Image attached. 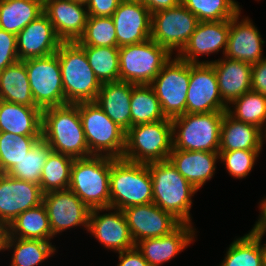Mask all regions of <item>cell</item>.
Instances as JSON below:
<instances>
[{
    "mask_svg": "<svg viewBox=\"0 0 266 266\" xmlns=\"http://www.w3.org/2000/svg\"><path fill=\"white\" fill-rule=\"evenodd\" d=\"M172 54L153 39L119 47V81L150 85Z\"/></svg>",
    "mask_w": 266,
    "mask_h": 266,
    "instance_id": "cell-9",
    "label": "cell"
},
{
    "mask_svg": "<svg viewBox=\"0 0 266 266\" xmlns=\"http://www.w3.org/2000/svg\"><path fill=\"white\" fill-rule=\"evenodd\" d=\"M239 11L230 19V30L228 35L227 48L224 57L239 60L253 65L265 56H263V46L266 41L258 27L249 16H242ZM241 18V19H240Z\"/></svg>",
    "mask_w": 266,
    "mask_h": 266,
    "instance_id": "cell-19",
    "label": "cell"
},
{
    "mask_svg": "<svg viewBox=\"0 0 266 266\" xmlns=\"http://www.w3.org/2000/svg\"><path fill=\"white\" fill-rule=\"evenodd\" d=\"M152 202V179L148 165L111 157L110 207L123 210Z\"/></svg>",
    "mask_w": 266,
    "mask_h": 266,
    "instance_id": "cell-4",
    "label": "cell"
},
{
    "mask_svg": "<svg viewBox=\"0 0 266 266\" xmlns=\"http://www.w3.org/2000/svg\"><path fill=\"white\" fill-rule=\"evenodd\" d=\"M170 162L177 171L198 191L216 173L219 152L187 151L172 148Z\"/></svg>",
    "mask_w": 266,
    "mask_h": 266,
    "instance_id": "cell-25",
    "label": "cell"
},
{
    "mask_svg": "<svg viewBox=\"0 0 266 266\" xmlns=\"http://www.w3.org/2000/svg\"><path fill=\"white\" fill-rule=\"evenodd\" d=\"M42 203L54 237L80 226L88 231L91 209L70 189L45 193Z\"/></svg>",
    "mask_w": 266,
    "mask_h": 266,
    "instance_id": "cell-13",
    "label": "cell"
},
{
    "mask_svg": "<svg viewBox=\"0 0 266 266\" xmlns=\"http://www.w3.org/2000/svg\"><path fill=\"white\" fill-rule=\"evenodd\" d=\"M196 233L198 231L194 224L181 223L171 233L140 240L135 246L150 266H161L190 247V244H194L198 236Z\"/></svg>",
    "mask_w": 266,
    "mask_h": 266,
    "instance_id": "cell-20",
    "label": "cell"
},
{
    "mask_svg": "<svg viewBox=\"0 0 266 266\" xmlns=\"http://www.w3.org/2000/svg\"><path fill=\"white\" fill-rule=\"evenodd\" d=\"M43 13V0H0V29L17 35Z\"/></svg>",
    "mask_w": 266,
    "mask_h": 266,
    "instance_id": "cell-31",
    "label": "cell"
},
{
    "mask_svg": "<svg viewBox=\"0 0 266 266\" xmlns=\"http://www.w3.org/2000/svg\"><path fill=\"white\" fill-rule=\"evenodd\" d=\"M235 150H263L261 129L256 125L236 120L226 111L221 124L219 152Z\"/></svg>",
    "mask_w": 266,
    "mask_h": 266,
    "instance_id": "cell-28",
    "label": "cell"
},
{
    "mask_svg": "<svg viewBox=\"0 0 266 266\" xmlns=\"http://www.w3.org/2000/svg\"><path fill=\"white\" fill-rule=\"evenodd\" d=\"M16 39L19 60L55 54L62 43L44 13L21 30Z\"/></svg>",
    "mask_w": 266,
    "mask_h": 266,
    "instance_id": "cell-23",
    "label": "cell"
},
{
    "mask_svg": "<svg viewBox=\"0 0 266 266\" xmlns=\"http://www.w3.org/2000/svg\"><path fill=\"white\" fill-rule=\"evenodd\" d=\"M148 8L151 14L164 9H171L181 3V0H139Z\"/></svg>",
    "mask_w": 266,
    "mask_h": 266,
    "instance_id": "cell-47",
    "label": "cell"
},
{
    "mask_svg": "<svg viewBox=\"0 0 266 266\" xmlns=\"http://www.w3.org/2000/svg\"><path fill=\"white\" fill-rule=\"evenodd\" d=\"M259 217L257 219V223L266 230V197L259 201ZM261 211V212H260Z\"/></svg>",
    "mask_w": 266,
    "mask_h": 266,
    "instance_id": "cell-49",
    "label": "cell"
},
{
    "mask_svg": "<svg viewBox=\"0 0 266 266\" xmlns=\"http://www.w3.org/2000/svg\"><path fill=\"white\" fill-rule=\"evenodd\" d=\"M7 234V229L6 226L0 222V252H5L4 251V243H5V237Z\"/></svg>",
    "mask_w": 266,
    "mask_h": 266,
    "instance_id": "cell-50",
    "label": "cell"
},
{
    "mask_svg": "<svg viewBox=\"0 0 266 266\" xmlns=\"http://www.w3.org/2000/svg\"><path fill=\"white\" fill-rule=\"evenodd\" d=\"M136 244L140 240L158 238L171 233L181 222L156 204L134 205L122 210Z\"/></svg>",
    "mask_w": 266,
    "mask_h": 266,
    "instance_id": "cell-17",
    "label": "cell"
},
{
    "mask_svg": "<svg viewBox=\"0 0 266 266\" xmlns=\"http://www.w3.org/2000/svg\"><path fill=\"white\" fill-rule=\"evenodd\" d=\"M218 80L211 63H190L186 113L226 112Z\"/></svg>",
    "mask_w": 266,
    "mask_h": 266,
    "instance_id": "cell-14",
    "label": "cell"
},
{
    "mask_svg": "<svg viewBox=\"0 0 266 266\" xmlns=\"http://www.w3.org/2000/svg\"><path fill=\"white\" fill-rule=\"evenodd\" d=\"M111 18L116 29L117 47L150 39L152 14L139 0H122Z\"/></svg>",
    "mask_w": 266,
    "mask_h": 266,
    "instance_id": "cell-18",
    "label": "cell"
},
{
    "mask_svg": "<svg viewBox=\"0 0 266 266\" xmlns=\"http://www.w3.org/2000/svg\"><path fill=\"white\" fill-rule=\"evenodd\" d=\"M87 233L114 253L135 247L124 212L118 208L91 209Z\"/></svg>",
    "mask_w": 266,
    "mask_h": 266,
    "instance_id": "cell-15",
    "label": "cell"
},
{
    "mask_svg": "<svg viewBox=\"0 0 266 266\" xmlns=\"http://www.w3.org/2000/svg\"><path fill=\"white\" fill-rule=\"evenodd\" d=\"M152 179L153 203L181 223L193 224L191 207L198 191L177 171L170 160L147 163ZM193 196V197H192Z\"/></svg>",
    "mask_w": 266,
    "mask_h": 266,
    "instance_id": "cell-2",
    "label": "cell"
},
{
    "mask_svg": "<svg viewBox=\"0 0 266 266\" xmlns=\"http://www.w3.org/2000/svg\"><path fill=\"white\" fill-rule=\"evenodd\" d=\"M42 109L0 100V132L42 136Z\"/></svg>",
    "mask_w": 266,
    "mask_h": 266,
    "instance_id": "cell-27",
    "label": "cell"
},
{
    "mask_svg": "<svg viewBox=\"0 0 266 266\" xmlns=\"http://www.w3.org/2000/svg\"><path fill=\"white\" fill-rule=\"evenodd\" d=\"M51 151L49 143L40 137L32 149L6 174L39 185L43 166Z\"/></svg>",
    "mask_w": 266,
    "mask_h": 266,
    "instance_id": "cell-35",
    "label": "cell"
},
{
    "mask_svg": "<svg viewBox=\"0 0 266 266\" xmlns=\"http://www.w3.org/2000/svg\"><path fill=\"white\" fill-rule=\"evenodd\" d=\"M181 3L199 21H223L232 19L242 6L236 0H181Z\"/></svg>",
    "mask_w": 266,
    "mask_h": 266,
    "instance_id": "cell-39",
    "label": "cell"
},
{
    "mask_svg": "<svg viewBox=\"0 0 266 266\" xmlns=\"http://www.w3.org/2000/svg\"><path fill=\"white\" fill-rule=\"evenodd\" d=\"M72 1L83 3V4H86L88 2V0H72Z\"/></svg>",
    "mask_w": 266,
    "mask_h": 266,
    "instance_id": "cell-52",
    "label": "cell"
},
{
    "mask_svg": "<svg viewBox=\"0 0 266 266\" xmlns=\"http://www.w3.org/2000/svg\"><path fill=\"white\" fill-rule=\"evenodd\" d=\"M202 61L213 65L221 98L227 106L251 90L252 65L224 56L211 61Z\"/></svg>",
    "mask_w": 266,
    "mask_h": 266,
    "instance_id": "cell-24",
    "label": "cell"
},
{
    "mask_svg": "<svg viewBox=\"0 0 266 266\" xmlns=\"http://www.w3.org/2000/svg\"><path fill=\"white\" fill-rule=\"evenodd\" d=\"M227 112L236 120L261 129L266 121V95L250 90L228 105Z\"/></svg>",
    "mask_w": 266,
    "mask_h": 266,
    "instance_id": "cell-38",
    "label": "cell"
},
{
    "mask_svg": "<svg viewBox=\"0 0 266 266\" xmlns=\"http://www.w3.org/2000/svg\"><path fill=\"white\" fill-rule=\"evenodd\" d=\"M40 185L0 173V222L6 227L22 212L42 204Z\"/></svg>",
    "mask_w": 266,
    "mask_h": 266,
    "instance_id": "cell-16",
    "label": "cell"
},
{
    "mask_svg": "<svg viewBox=\"0 0 266 266\" xmlns=\"http://www.w3.org/2000/svg\"><path fill=\"white\" fill-rule=\"evenodd\" d=\"M19 61L16 35L0 29V71Z\"/></svg>",
    "mask_w": 266,
    "mask_h": 266,
    "instance_id": "cell-43",
    "label": "cell"
},
{
    "mask_svg": "<svg viewBox=\"0 0 266 266\" xmlns=\"http://www.w3.org/2000/svg\"><path fill=\"white\" fill-rule=\"evenodd\" d=\"M0 100L37 107L31 93L26 66L22 60L0 71Z\"/></svg>",
    "mask_w": 266,
    "mask_h": 266,
    "instance_id": "cell-30",
    "label": "cell"
},
{
    "mask_svg": "<svg viewBox=\"0 0 266 266\" xmlns=\"http://www.w3.org/2000/svg\"><path fill=\"white\" fill-rule=\"evenodd\" d=\"M229 30L230 19L210 22L200 21L190 36L188 43L177 56L189 63H203L199 59L201 56L215 55L220 50L223 54L222 56H224Z\"/></svg>",
    "mask_w": 266,
    "mask_h": 266,
    "instance_id": "cell-21",
    "label": "cell"
},
{
    "mask_svg": "<svg viewBox=\"0 0 266 266\" xmlns=\"http://www.w3.org/2000/svg\"><path fill=\"white\" fill-rule=\"evenodd\" d=\"M43 10L62 42H77L89 17L86 4L72 0H43Z\"/></svg>",
    "mask_w": 266,
    "mask_h": 266,
    "instance_id": "cell-22",
    "label": "cell"
},
{
    "mask_svg": "<svg viewBox=\"0 0 266 266\" xmlns=\"http://www.w3.org/2000/svg\"><path fill=\"white\" fill-rule=\"evenodd\" d=\"M42 137L54 152L73 158L92 155L85 139L79 103L43 109Z\"/></svg>",
    "mask_w": 266,
    "mask_h": 266,
    "instance_id": "cell-1",
    "label": "cell"
},
{
    "mask_svg": "<svg viewBox=\"0 0 266 266\" xmlns=\"http://www.w3.org/2000/svg\"><path fill=\"white\" fill-rule=\"evenodd\" d=\"M130 107L131 127L168 119L165 117L160 101L150 85L132 84Z\"/></svg>",
    "mask_w": 266,
    "mask_h": 266,
    "instance_id": "cell-33",
    "label": "cell"
},
{
    "mask_svg": "<svg viewBox=\"0 0 266 266\" xmlns=\"http://www.w3.org/2000/svg\"><path fill=\"white\" fill-rule=\"evenodd\" d=\"M101 83L119 81V47L81 46Z\"/></svg>",
    "mask_w": 266,
    "mask_h": 266,
    "instance_id": "cell-36",
    "label": "cell"
},
{
    "mask_svg": "<svg viewBox=\"0 0 266 266\" xmlns=\"http://www.w3.org/2000/svg\"><path fill=\"white\" fill-rule=\"evenodd\" d=\"M85 139L92 155L122 158L126 131L113 122L95 102L79 103Z\"/></svg>",
    "mask_w": 266,
    "mask_h": 266,
    "instance_id": "cell-8",
    "label": "cell"
},
{
    "mask_svg": "<svg viewBox=\"0 0 266 266\" xmlns=\"http://www.w3.org/2000/svg\"><path fill=\"white\" fill-rule=\"evenodd\" d=\"M257 241L262 251L264 266H266V241L262 240L266 235V230H264L257 222H255L253 228L248 231Z\"/></svg>",
    "mask_w": 266,
    "mask_h": 266,
    "instance_id": "cell-48",
    "label": "cell"
},
{
    "mask_svg": "<svg viewBox=\"0 0 266 266\" xmlns=\"http://www.w3.org/2000/svg\"><path fill=\"white\" fill-rule=\"evenodd\" d=\"M131 95L130 82H105L100 87L95 103L113 122L127 131L131 127Z\"/></svg>",
    "mask_w": 266,
    "mask_h": 266,
    "instance_id": "cell-26",
    "label": "cell"
},
{
    "mask_svg": "<svg viewBox=\"0 0 266 266\" xmlns=\"http://www.w3.org/2000/svg\"><path fill=\"white\" fill-rule=\"evenodd\" d=\"M51 241L14 238L6 234L4 251H11L9 266H37L58 251Z\"/></svg>",
    "mask_w": 266,
    "mask_h": 266,
    "instance_id": "cell-29",
    "label": "cell"
},
{
    "mask_svg": "<svg viewBox=\"0 0 266 266\" xmlns=\"http://www.w3.org/2000/svg\"><path fill=\"white\" fill-rule=\"evenodd\" d=\"M224 112L185 113L171 120L173 148L219 152Z\"/></svg>",
    "mask_w": 266,
    "mask_h": 266,
    "instance_id": "cell-6",
    "label": "cell"
},
{
    "mask_svg": "<svg viewBox=\"0 0 266 266\" xmlns=\"http://www.w3.org/2000/svg\"><path fill=\"white\" fill-rule=\"evenodd\" d=\"M26 66L31 93L40 109L66 105L57 53L22 60Z\"/></svg>",
    "mask_w": 266,
    "mask_h": 266,
    "instance_id": "cell-11",
    "label": "cell"
},
{
    "mask_svg": "<svg viewBox=\"0 0 266 266\" xmlns=\"http://www.w3.org/2000/svg\"><path fill=\"white\" fill-rule=\"evenodd\" d=\"M42 136H24L0 132V173L6 174Z\"/></svg>",
    "mask_w": 266,
    "mask_h": 266,
    "instance_id": "cell-40",
    "label": "cell"
},
{
    "mask_svg": "<svg viewBox=\"0 0 266 266\" xmlns=\"http://www.w3.org/2000/svg\"><path fill=\"white\" fill-rule=\"evenodd\" d=\"M6 229L7 235L14 238L40 239L44 241L55 239L43 203L22 212Z\"/></svg>",
    "mask_w": 266,
    "mask_h": 266,
    "instance_id": "cell-32",
    "label": "cell"
},
{
    "mask_svg": "<svg viewBox=\"0 0 266 266\" xmlns=\"http://www.w3.org/2000/svg\"><path fill=\"white\" fill-rule=\"evenodd\" d=\"M67 104L95 102L102 83L77 42H62L57 50Z\"/></svg>",
    "mask_w": 266,
    "mask_h": 266,
    "instance_id": "cell-3",
    "label": "cell"
},
{
    "mask_svg": "<svg viewBox=\"0 0 266 266\" xmlns=\"http://www.w3.org/2000/svg\"><path fill=\"white\" fill-rule=\"evenodd\" d=\"M200 21L182 3L152 14L151 39L178 55ZM176 52V53H174Z\"/></svg>",
    "mask_w": 266,
    "mask_h": 266,
    "instance_id": "cell-12",
    "label": "cell"
},
{
    "mask_svg": "<svg viewBox=\"0 0 266 266\" xmlns=\"http://www.w3.org/2000/svg\"><path fill=\"white\" fill-rule=\"evenodd\" d=\"M122 0H88L86 8L89 16L111 17Z\"/></svg>",
    "mask_w": 266,
    "mask_h": 266,
    "instance_id": "cell-44",
    "label": "cell"
},
{
    "mask_svg": "<svg viewBox=\"0 0 266 266\" xmlns=\"http://www.w3.org/2000/svg\"><path fill=\"white\" fill-rule=\"evenodd\" d=\"M251 90L266 95V57L252 65Z\"/></svg>",
    "mask_w": 266,
    "mask_h": 266,
    "instance_id": "cell-45",
    "label": "cell"
},
{
    "mask_svg": "<svg viewBox=\"0 0 266 266\" xmlns=\"http://www.w3.org/2000/svg\"><path fill=\"white\" fill-rule=\"evenodd\" d=\"M110 171L109 156L75 158L68 189L90 209L110 207Z\"/></svg>",
    "mask_w": 266,
    "mask_h": 266,
    "instance_id": "cell-5",
    "label": "cell"
},
{
    "mask_svg": "<svg viewBox=\"0 0 266 266\" xmlns=\"http://www.w3.org/2000/svg\"><path fill=\"white\" fill-rule=\"evenodd\" d=\"M265 141H266V121H265L263 127L261 128V143H262V147H263V144H265Z\"/></svg>",
    "mask_w": 266,
    "mask_h": 266,
    "instance_id": "cell-51",
    "label": "cell"
},
{
    "mask_svg": "<svg viewBox=\"0 0 266 266\" xmlns=\"http://www.w3.org/2000/svg\"><path fill=\"white\" fill-rule=\"evenodd\" d=\"M173 148L172 122L138 124L126 131V145L122 159L134 163H150L169 159Z\"/></svg>",
    "mask_w": 266,
    "mask_h": 266,
    "instance_id": "cell-7",
    "label": "cell"
},
{
    "mask_svg": "<svg viewBox=\"0 0 266 266\" xmlns=\"http://www.w3.org/2000/svg\"><path fill=\"white\" fill-rule=\"evenodd\" d=\"M119 263L117 266H150L142 253L136 248L118 252Z\"/></svg>",
    "mask_w": 266,
    "mask_h": 266,
    "instance_id": "cell-46",
    "label": "cell"
},
{
    "mask_svg": "<svg viewBox=\"0 0 266 266\" xmlns=\"http://www.w3.org/2000/svg\"><path fill=\"white\" fill-rule=\"evenodd\" d=\"M77 43L80 46L117 47L113 19L89 16L84 32Z\"/></svg>",
    "mask_w": 266,
    "mask_h": 266,
    "instance_id": "cell-41",
    "label": "cell"
},
{
    "mask_svg": "<svg viewBox=\"0 0 266 266\" xmlns=\"http://www.w3.org/2000/svg\"><path fill=\"white\" fill-rule=\"evenodd\" d=\"M261 152L262 150L219 152V161L231 177L241 180L252 172Z\"/></svg>",
    "mask_w": 266,
    "mask_h": 266,
    "instance_id": "cell-42",
    "label": "cell"
},
{
    "mask_svg": "<svg viewBox=\"0 0 266 266\" xmlns=\"http://www.w3.org/2000/svg\"><path fill=\"white\" fill-rule=\"evenodd\" d=\"M73 157L51 151L43 166L40 188L43 194L68 189Z\"/></svg>",
    "mask_w": 266,
    "mask_h": 266,
    "instance_id": "cell-34",
    "label": "cell"
},
{
    "mask_svg": "<svg viewBox=\"0 0 266 266\" xmlns=\"http://www.w3.org/2000/svg\"><path fill=\"white\" fill-rule=\"evenodd\" d=\"M224 255L217 266H264L258 241L249 232L242 237H235Z\"/></svg>",
    "mask_w": 266,
    "mask_h": 266,
    "instance_id": "cell-37",
    "label": "cell"
},
{
    "mask_svg": "<svg viewBox=\"0 0 266 266\" xmlns=\"http://www.w3.org/2000/svg\"><path fill=\"white\" fill-rule=\"evenodd\" d=\"M189 80L190 63L175 55L150 83L166 118L172 120L186 113Z\"/></svg>",
    "mask_w": 266,
    "mask_h": 266,
    "instance_id": "cell-10",
    "label": "cell"
}]
</instances>
